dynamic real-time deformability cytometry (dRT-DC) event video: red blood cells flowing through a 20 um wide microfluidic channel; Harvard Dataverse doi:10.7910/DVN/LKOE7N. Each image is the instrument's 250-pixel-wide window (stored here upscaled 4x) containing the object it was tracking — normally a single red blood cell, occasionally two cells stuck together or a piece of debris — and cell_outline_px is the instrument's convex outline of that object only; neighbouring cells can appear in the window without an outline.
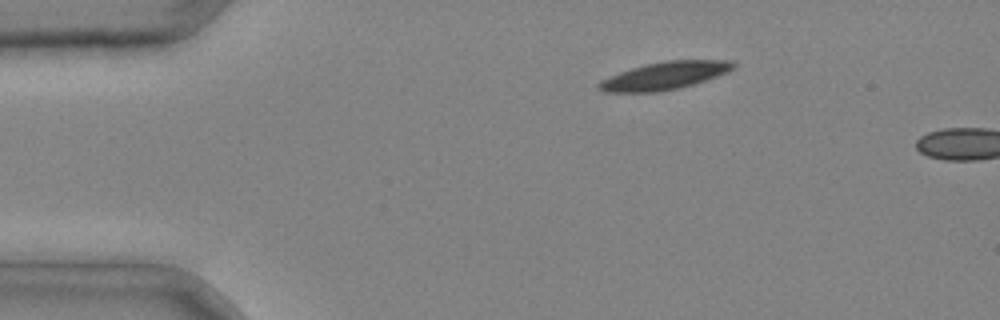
{"species": "common noctule bat (a hibernating species)", "species_latin": "Nyctalus noctula", "temperature_condition": "cold", "stored_images_in_passage": 2, "camera_frame_rate_fps": 3000, "um_per_image_px": 0.085, "animal": {"sex": "male", "body_mass_g": 20.4}, "frame": {"image": 1, "passage_image": 1, "time_ms": 0.0, "image_size_px": [1000, 320], "cell_outline_px": [[736, 68], [728, 72], [680, 88], [660, 92], [604, 92], [596, 88], [596, 84], [600, 80], [620, 72], [632, 68], [648, 64], [668, 60], [732, 60], [736, 64]], "centroid_in_image_um": [56.49, 6.44], "position_along_channel_um": 28.5, "area_um2": 21.68}}